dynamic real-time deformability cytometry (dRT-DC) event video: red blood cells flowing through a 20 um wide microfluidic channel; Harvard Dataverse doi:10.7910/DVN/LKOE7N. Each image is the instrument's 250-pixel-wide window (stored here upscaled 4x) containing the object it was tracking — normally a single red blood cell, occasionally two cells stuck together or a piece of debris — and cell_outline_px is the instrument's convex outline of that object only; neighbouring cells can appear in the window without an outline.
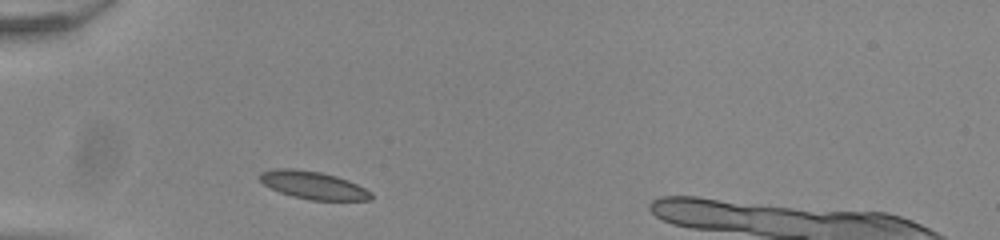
{"species": "common noctule bat (a hibernating species)", "species_latin": "Nyctalus noctula", "temperature_condition": "room temperature", "stored_images_in_passage": 31, "camera_frame_rate_fps": 3000, "um_per_image_px": 0.085, "animal": {"sex": "male", "body_mass_g": 20.0, "forearm_length_mm": 53.3}, "frame": {"image": 1, "passage_image": 2, "time_ms": 0.333, "image_size_px": [1000, 240], "cell_outline_px": [[372, 200], [308, 200], [292, 196], [280, 192], [264, 184], [256, 176], [260, 172], [276, 168], [292, 168], [320, 172], [336, 176], [348, 180], [372, 192]], "centroid_in_image_um": [26.6, 15.74], "position_along_channel_um": 58.4, "area_um2": 18.03}}
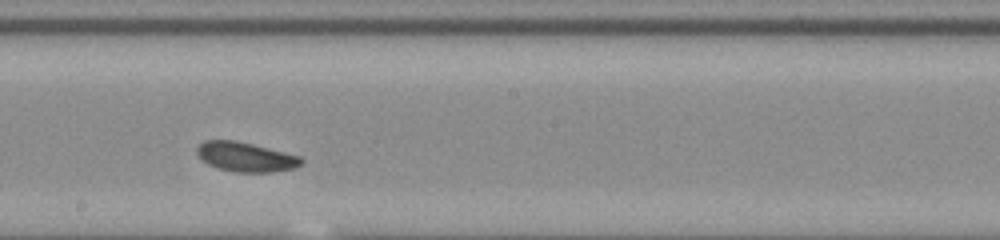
{"frame": {"image": 2, "passage_image": 16, "time_ms": 5.0, "image_size_px": [1000, 240], "cell_outline_px": [[304, 160], [296, 168], [272, 172], [236, 172], [216, 168], [208, 164], [196, 152], [196, 148], [204, 140], [236, 140], [300, 156]], "centroid_in_image_um": [20.88, 13.34], "position_along_channel_um": 227.3, "area_um2": 17.86}}
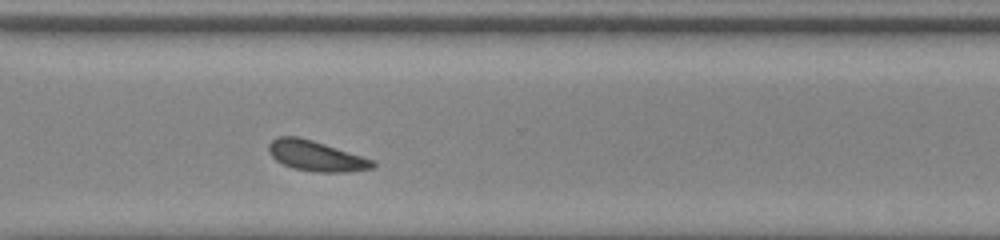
{"frame": {"image": 3, "passage_image": 25, "time_ms": 8.0, "image_size_px": [1000, 240], "cell_outline_px": [[376, 164], [372, 168], [348, 172], [312, 172], [292, 168], [276, 160], [268, 152], [268, 144], [272, 140], [280, 136], [296, 136], [312, 140], [376, 160]], "centroid_in_image_um": [26.87, 13.26], "position_along_channel_um": 343.7, "area_um2": 18.44}, "authors_computed_cell_mechanics": {"area_um2": 18.0336, "velocity_mm_per_s": 3.8801, "shape_relaxation_time_tau1_ms": 1.8125, "shape_relaxation_time_tau2_ms": null, "deformation_change_tau1": 0.0844, "deformation_change_tau2": null}}